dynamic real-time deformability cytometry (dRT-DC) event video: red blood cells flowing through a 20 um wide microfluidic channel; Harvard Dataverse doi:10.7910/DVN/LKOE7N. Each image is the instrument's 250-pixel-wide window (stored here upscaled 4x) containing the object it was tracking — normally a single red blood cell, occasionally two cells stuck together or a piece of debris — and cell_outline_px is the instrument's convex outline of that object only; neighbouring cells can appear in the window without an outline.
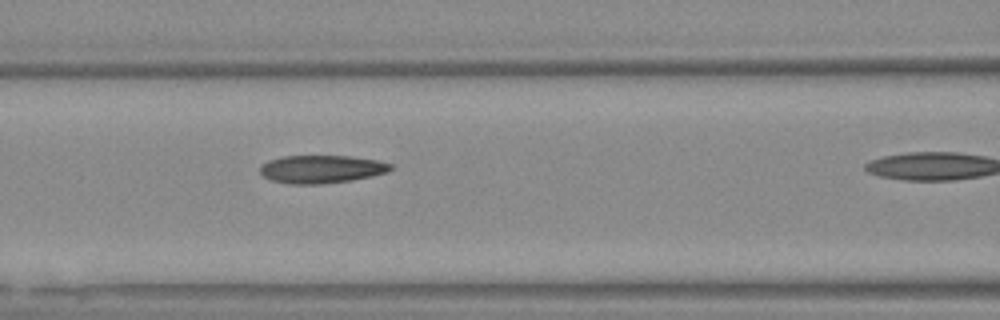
{"species": "Egyptian fruit bat (a non-hibernating species)", "species_latin": "Rousettus aegyptiacus", "temperature_condition": "warm", "stored_images_in_passage": 26, "camera_frame_rate_fps": 3000, "um_per_image_px": 0.085, "animal": {"sex": "female"}, "frame": {"image": 1, "passage_image": 19, "time_ms": 6.0, "image_size_px": [1000, 320], "cell_outline_px": [[392, 168], [388, 172], [372, 176], [352, 180], [320, 184], [288, 184], [272, 180], [264, 176], [260, 172], [260, 164], [268, 160], [284, 156], [352, 156], [376, 160], [392, 164]], "centroid_in_image_um": [27.31, 14.37], "position_along_channel_um": 139.3, "area_um2": 21.33}}
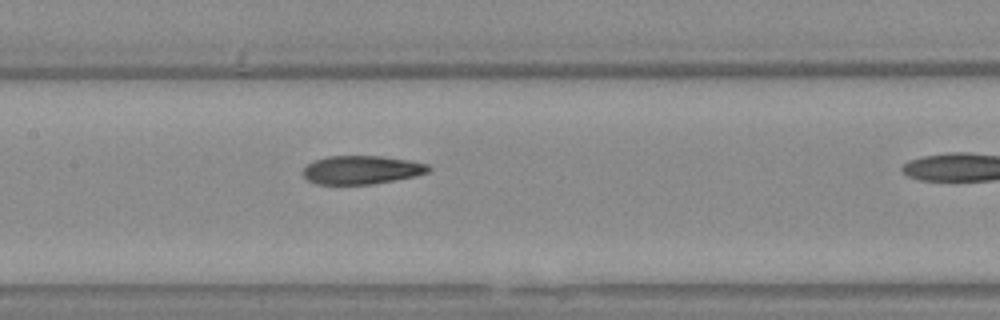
{"frame": {"image": 2, "passage_image": 22, "time_ms": 7.0, "image_size_px": [1000, 320], "cell_outline_px": [[432, 168], [428, 172], [416, 176], [372, 184], [316, 184], [308, 180], [304, 176], [304, 168], [308, 164], [316, 160], [328, 156], [384, 156], [408, 160], [428, 164]], "centroid_in_image_um": [30.77, 14.44], "position_along_channel_um": 176.6, "area_um2": 20.75}}